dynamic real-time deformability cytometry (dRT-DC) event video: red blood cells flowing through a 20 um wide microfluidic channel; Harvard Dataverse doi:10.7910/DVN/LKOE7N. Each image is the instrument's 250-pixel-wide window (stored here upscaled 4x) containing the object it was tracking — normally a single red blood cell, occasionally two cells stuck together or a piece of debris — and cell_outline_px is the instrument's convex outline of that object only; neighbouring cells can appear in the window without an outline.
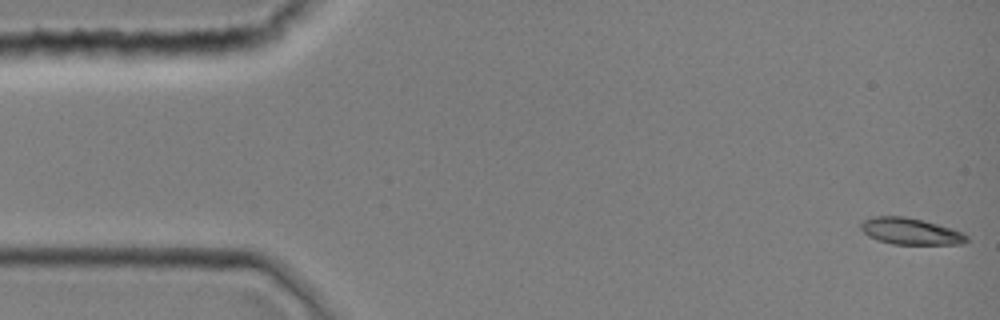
{"species": "common noctule bat (a hibernating species)", "species_latin": "Nyctalus noctula", "temperature_condition": "room temperature", "stored_images_in_passage": 44, "camera_frame_rate_fps": 3000, "um_per_image_px": 0.085, "animal": {"sex": "female", "body_mass_g": 19.0, "forearm_length_mm": 51.5}, "frame": {"image": 1, "passage_image": 1, "time_ms": 0.0, "image_size_px": [1000, 320], "cell_outline_px": [[968, 240], [964, 244], [892, 244], [868, 236], [860, 228], [860, 224], [864, 220], [872, 216], [904, 216], [924, 220], [960, 232], [968, 236]], "centroid_in_image_um": [77.36, 19.66], "position_along_channel_um": 7.6, "area_um2": 16.18}}
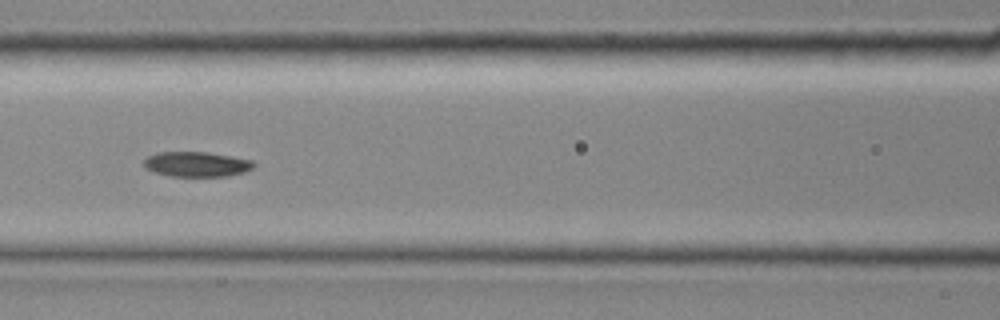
{"frame": {"image": 2, "passage_image": 19, "time_ms": 6.0, "image_size_px": [1000, 320], "cell_outline_px": [[256, 164], [252, 168], [244, 172], [228, 176], [172, 176], [152, 172], [144, 168], [144, 160], [148, 156], [156, 152], [208, 152], [232, 156], [252, 160]], "centroid_in_image_um": [16.7, 13.95], "position_along_channel_um": 149.9, "area_um2": 16.13}}
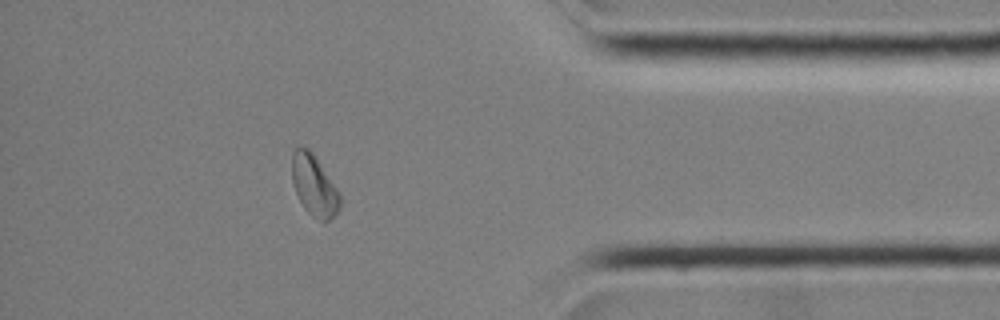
{"frame": {"image": 3, "passage_image": 38, "time_ms": 12.333, "image_size_px": [1000, 320], "cell_outline_px": [[340, 208], [328, 220], [320, 220], [312, 216], [304, 208], [296, 192], [292, 180], [292, 152], [296, 148], [308, 148], [312, 152], [340, 192]], "centroid_in_image_um": [26.7, 15.76], "position_along_channel_um": 408.5, "area_um2": 16.76}}